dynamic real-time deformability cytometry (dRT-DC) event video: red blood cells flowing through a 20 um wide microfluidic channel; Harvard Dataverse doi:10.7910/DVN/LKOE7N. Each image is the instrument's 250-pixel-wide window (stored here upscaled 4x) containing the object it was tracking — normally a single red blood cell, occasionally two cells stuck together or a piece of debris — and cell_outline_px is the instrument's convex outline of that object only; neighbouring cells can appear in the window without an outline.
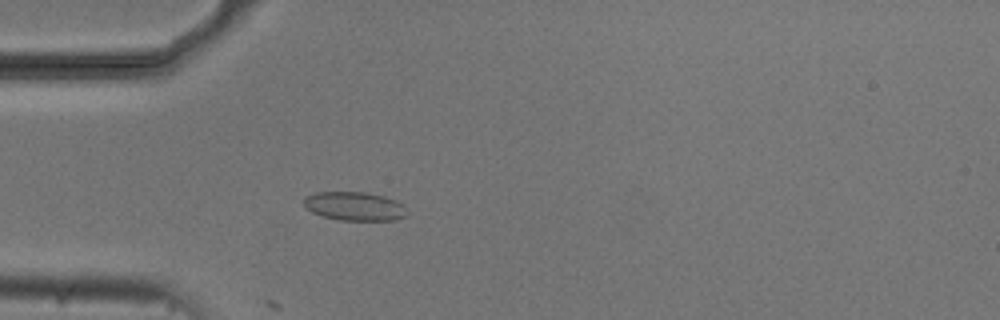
{"species": "common noctule bat (a hibernating species)", "species_latin": "Nyctalus noctula", "temperature_condition": "cold", "stored_images_in_passage": 22, "camera_frame_rate_fps": 3000, "um_per_image_px": 0.085, "animal": {"sex": "male", "body_mass_g": 20.5, "forearm_length_mm": 52.5}, "frame": {"image": 1, "passage_image": 4, "time_ms": 1.0, "image_size_px": [1000, 320], "cell_outline_px": [[404, 216], [392, 220], [340, 220], [320, 216], [304, 208], [304, 200], [308, 196], [316, 192], [368, 192], [384, 196], [396, 200], [400, 204]], "centroid_in_image_um": [30.04, 17.52], "position_along_channel_um": 55.0, "area_um2": 16.99}}
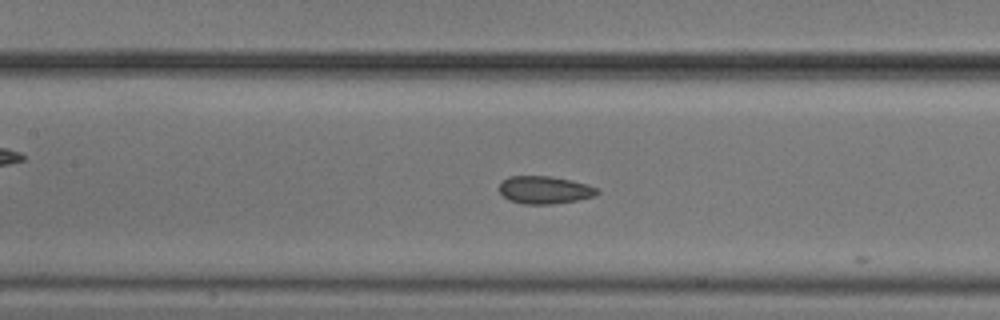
{"frame": {"image": 2, "passage_image": 13, "time_ms": 4.0, "image_size_px": [1000, 320], "cell_outline_px": [[600, 192], [596, 196], [576, 200], [552, 204], [524, 204], [508, 200], [500, 192], [500, 184], [508, 176], [552, 176], [572, 180], [596, 188]], "centroid_in_image_um": [46.29, 16.14], "position_along_channel_um": 161.1, "area_um2": 15.72}}
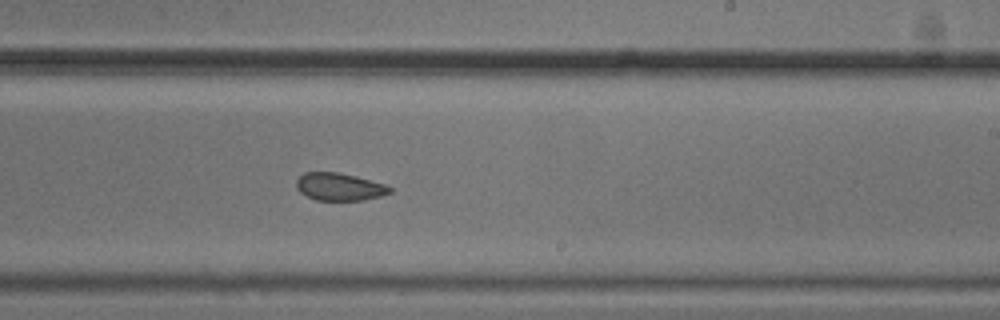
{"frame": {"image": 3, "passage_image": 21, "time_ms": 6.667, "image_size_px": [1000, 320], "cell_outline_px": [[392, 192], [380, 196], [360, 200], [316, 200], [300, 192], [296, 188], [296, 180], [304, 172], [336, 172], [356, 176], [384, 184], [392, 188]], "centroid_in_image_um": [28.83, 15.87], "position_along_channel_um": 260.2, "area_um2": 14.91}}